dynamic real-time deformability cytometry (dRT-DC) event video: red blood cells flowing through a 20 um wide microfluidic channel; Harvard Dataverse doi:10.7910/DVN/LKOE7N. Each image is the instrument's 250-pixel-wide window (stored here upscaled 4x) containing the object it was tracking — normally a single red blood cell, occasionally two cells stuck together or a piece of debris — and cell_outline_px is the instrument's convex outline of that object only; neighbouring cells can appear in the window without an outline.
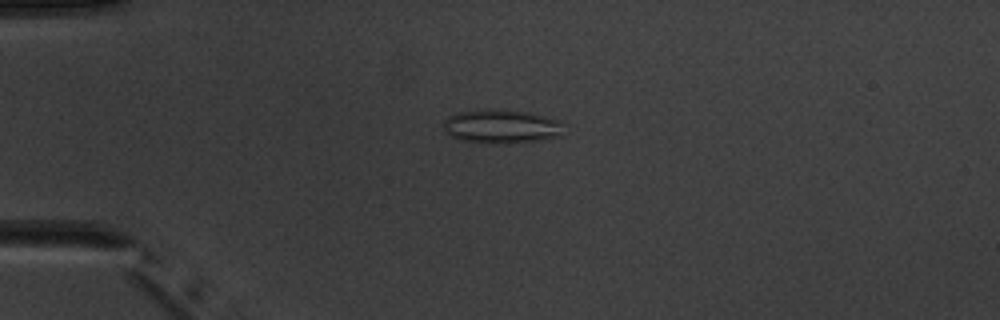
{"species": "common noctule bat (a hibernating species)", "species_latin": "Nyctalus noctula", "temperature_condition": "warm", "stored_images_in_passage": 5, "camera_frame_rate_fps": 3000, "um_per_image_px": 0.085, "animal": {"sex": "male", "body_mass_g": 20.1, "forearm_length_mm": 53.5}, "frame": {"image": 1, "passage_image": 3, "time_ms": 2.333, "image_size_px": [1000, 320], "cell_outline_px": [[568, 124], [560, 136], [536, 140], [508, 144], [488, 144], [460, 140], [444, 132], [444, 120], [448, 116], [460, 112], [532, 112], [560, 120]], "centroid_in_image_um": [42.7, 10.8], "position_along_channel_um": 42.3, "area_um2": 23.35}}
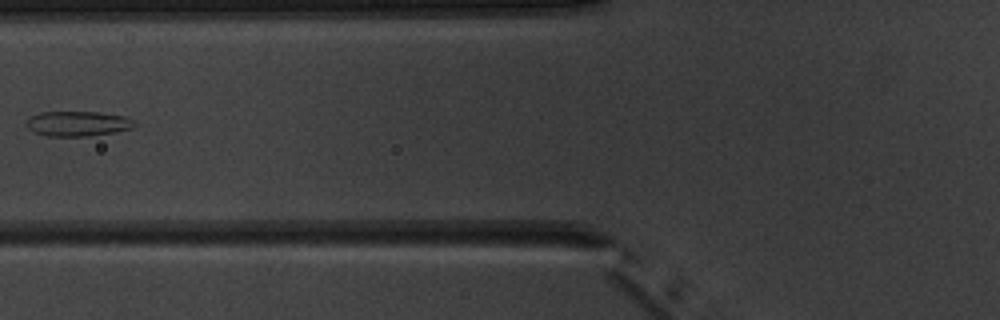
{"frame": {"image": 2, "passage_image": 5, "time_ms": 5.0, "image_size_px": [1000, 320], "cell_outline_px": [[140, 124], [132, 128], [116, 132], [88, 136], [48, 136], [32, 132], [24, 124], [28, 116], [40, 112], [100, 112], [124, 116], [136, 120]], "centroid_in_image_um": [6.62, 10.51], "position_along_channel_um": 119.2, "area_um2": 16.18}}